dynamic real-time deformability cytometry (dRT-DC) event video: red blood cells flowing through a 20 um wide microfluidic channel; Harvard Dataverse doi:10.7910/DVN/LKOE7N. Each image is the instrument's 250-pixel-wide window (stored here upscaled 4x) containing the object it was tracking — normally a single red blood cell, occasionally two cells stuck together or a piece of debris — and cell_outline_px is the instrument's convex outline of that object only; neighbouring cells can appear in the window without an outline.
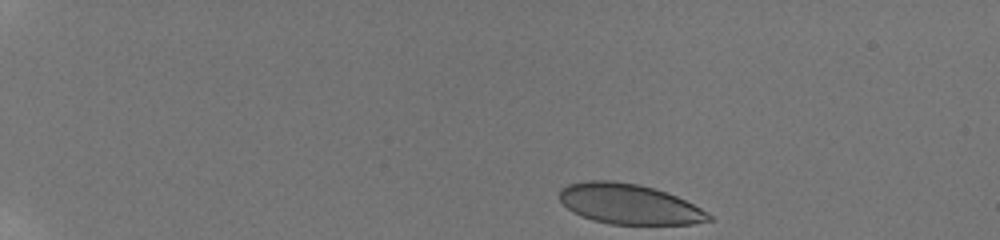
{"species": "human", "species_latin": "Homo sapiens", "temperature_condition": "room temperature", "stored_images_in_passage": 81, "camera_frame_rate_fps": 3000, "um_per_image_px": 0.085, "donor": {"sex": "male"}, "frame": {"image": 1, "passage_image": 1, "time_ms": 0.0, "image_size_px": [1000, 240], "cell_outline_px": [[712, 220], [692, 224], [612, 224], [592, 220], [580, 216], [572, 212], [560, 200], [560, 188], [568, 184], [584, 180], [612, 180], [640, 184], [656, 188], [676, 196], [700, 208], [712, 216]], "centroid_in_image_um": [53.44, 17.33], "position_along_channel_um": 31.6, "area_um2": 35.08}}
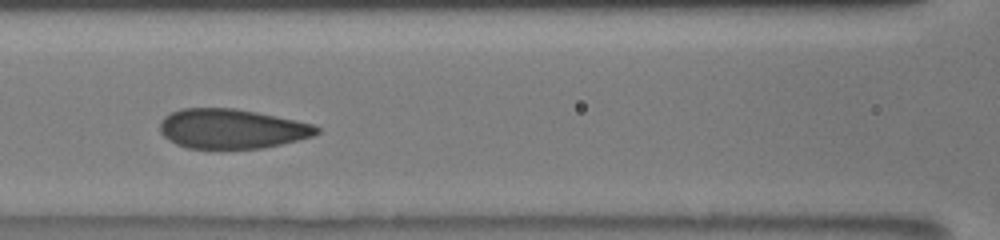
{"frame": {"image": 2, "passage_image": 39, "time_ms": 6.0, "image_size_px": [1000, 240], "cell_outline_px": [[320, 132], [312, 136], [264, 148], [188, 148], [176, 144], [168, 140], [160, 132], [160, 120], [164, 116], [180, 108], [236, 108], [296, 120], [312, 124], [320, 128]], "centroid_in_image_um": [19.66, 10.94], "position_along_channel_um": 146.9, "area_um2": 36.13}}
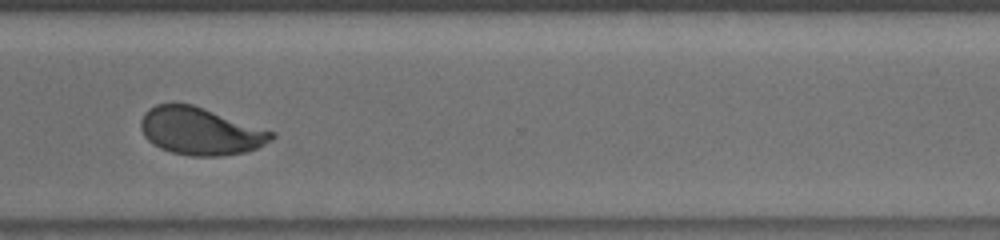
{"frame": {"image": 3, "passage_image": 80, "time_ms": 11.333, "image_size_px": [1000, 240], "cell_outline_px": [[276, 136], [272, 140], [248, 152], [220, 156], [192, 156], [172, 152], [160, 148], [152, 144], [144, 136], [140, 128], [140, 120], [144, 112], [148, 108], [156, 104], [192, 104], [276, 132]], "centroid_in_image_um": [17.03, 11.15], "position_along_channel_um": 353.6, "area_um2": 36.3}}